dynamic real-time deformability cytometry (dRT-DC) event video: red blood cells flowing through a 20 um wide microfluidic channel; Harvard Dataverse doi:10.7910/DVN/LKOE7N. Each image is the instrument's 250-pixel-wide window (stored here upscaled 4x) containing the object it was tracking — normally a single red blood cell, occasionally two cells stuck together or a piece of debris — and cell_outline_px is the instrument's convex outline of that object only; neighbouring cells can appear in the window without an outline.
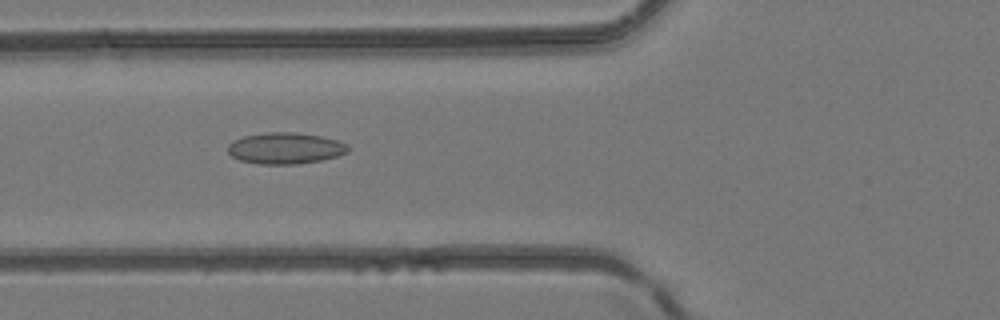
{"species": "common noctule bat (a hibernating species)", "species_latin": "Nyctalus noctula", "temperature_condition": "room temperature", "stored_images_in_passage": 49, "camera_frame_rate_fps": 3000, "um_per_image_px": 0.085, "animal": {"sex": "female", "body_mass_g": 24.6, "forearm_length_mm": 56.2}, "frame": {"image": 1, "passage_image": 19, "time_ms": 6.0, "image_size_px": [1000, 320], "cell_outline_px": [[348, 152], [336, 156], [320, 160], [296, 164], [260, 164], [240, 160], [232, 156], [228, 152], [228, 144], [232, 140], [244, 136], [268, 132], [296, 132], [320, 136], [336, 140], [348, 144]], "centroid_in_image_um": [24.23, 12.59], "position_along_channel_um": 101.6, "area_um2": 21.85}}
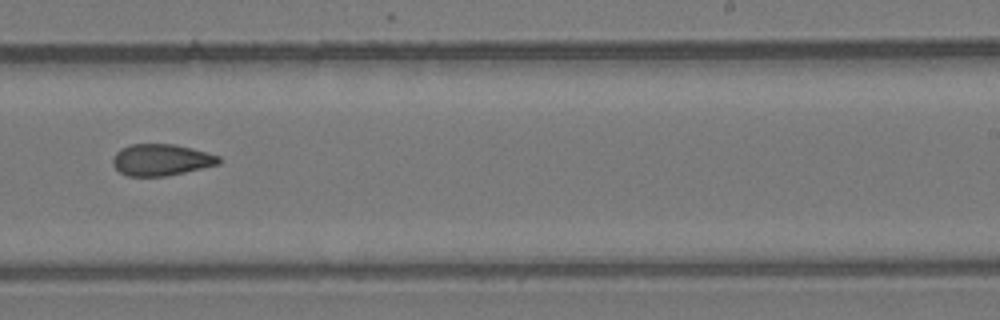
{"frame": {"image": 2, "passage_image": 31, "time_ms": 10.0, "image_size_px": [1000, 320], "cell_outline_px": [[220, 164], [168, 176], [128, 176], [120, 172], [112, 164], [112, 160], [116, 152], [120, 148], [132, 144], [172, 144], [192, 148], [220, 156]], "centroid_in_image_um": [13.7, 13.59], "position_along_channel_um": 275.3, "area_um2": 19.54}}
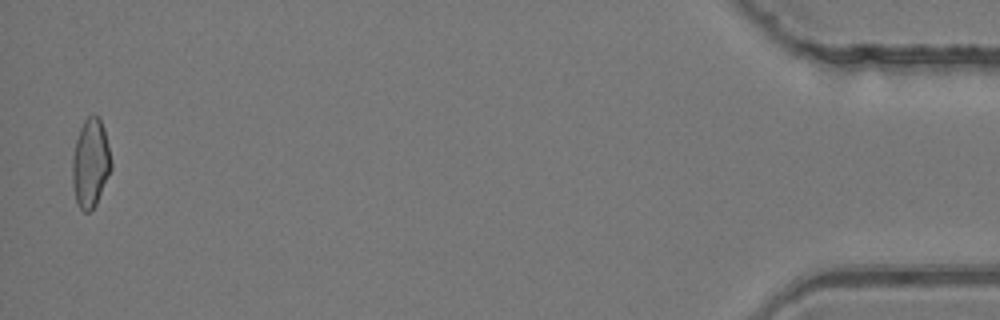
{"frame": {"image": 3, "passage_image": 48, "time_ms": 15.667, "image_size_px": [1000, 320], "cell_outline_px": [[112, 168], [96, 204], [88, 212], [84, 212], [80, 208], [76, 200], [72, 184], [72, 156], [76, 140], [80, 128], [84, 120], [92, 112], [100, 120], [104, 128], [112, 160]], "centroid_in_image_um": [7.69, 13.85], "position_along_channel_um": 427.5, "area_um2": 20.11}}